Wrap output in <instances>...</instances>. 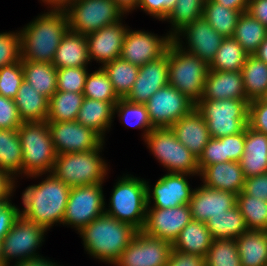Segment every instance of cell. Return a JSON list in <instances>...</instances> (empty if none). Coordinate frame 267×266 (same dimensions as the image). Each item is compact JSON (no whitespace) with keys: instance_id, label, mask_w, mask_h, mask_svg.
Instances as JSON below:
<instances>
[{"instance_id":"cell-4","label":"cell","mask_w":267,"mask_h":266,"mask_svg":"<svg viewBox=\"0 0 267 266\" xmlns=\"http://www.w3.org/2000/svg\"><path fill=\"white\" fill-rule=\"evenodd\" d=\"M128 173L115 180L109 202H105V213L141 231L147 212L146 183L141 176Z\"/></svg>"},{"instance_id":"cell-20","label":"cell","mask_w":267,"mask_h":266,"mask_svg":"<svg viewBox=\"0 0 267 266\" xmlns=\"http://www.w3.org/2000/svg\"><path fill=\"white\" fill-rule=\"evenodd\" d=\"M192 220L189 204L172 208H147L143 232L171 243Z\"/></svg>"},{"instance_id":"cell-56","label":"cell","mask_w":267,"mask_h":266,"mask_svg":"<svg viewBox=\"0 0 267 266\" xmlns=\"http://www.w3.org/2000/svg\"><path fill=\"white\" fill-rule=\"evenodd\" d=\"M166 266H206L205 257L184 253L172 248Z\"/></svg>"},{"instance_id":"cell-22","label":"cell","mask_w":267,"mask_h":266,"mask_svg":"<svg viewBox=\"0 0 267 266\" xmlns=\"http://www.w3.org/2000/svg\"><path fill=\"white\" fill-rule=\"evenodd\" d=\"M189 201L192 220L206 223L211 216L224 214L237 204V195L201 184L195 186Z\"/></svg>"},{"instance_id":"cell-53","label":"cell","mask_w":267,"mask_h":266,"mask_svg":"<svg viewBox=\"0 0 267 266\" xmlns=\"http://www.w3.org/2000/svg\"><path fill=\"white\" fill-rule=\"evenodd\" d=\"M19 215L20 206L12 200H0V244Z\"/></svg>"},{"instance_id":"cell-23","label":"cell","mask_w":267,"mask_h":266,"mask_svg":"<svg viewBox=\"0 0 267 266\" xmlns=\"http://www.w3.org/2000/svg\"><path fill=\"white\" fill-rule=\"evenodd\" d=\"M176 138L198 159L210 140L209 130L202 115L194 108L171 127Z\"/></svg>"},{"instance_id":"cell-64","label":"cell","mask_w":267,"mask_h":266,"mask_svg":"<svg viewBox=\"0 0 267 266\" xmlns=\"http://www.w3.org/2000/svg\"><path fill=\"white\" fill-rule=\"evenodd\" d=\"M78 0H62V10L65 9L68 5L76 2Z\"/></svg>"},{"instance_id":"cell-52","label":"cell","mask_w":267,"mask_h":266,"mask_svg":"<svg viewBox=\"0 0 267 266\" xmlns=\"http://www.w3.org/2000/svg\"><path fill=\"white\" fill-rule=\"evenodd\" d=\"M22 123L15 100L0 95V129H18Z\"/></svg>"},{"instance_id":"cell-39","label":"cell","mask_w":267,"mask_h":266,"mask_svg":"<svg viewBox=\"0 0 267 266\" xmlns=\"http://www.w3.org/2000/svg\"><path fill=\"white\" fill-rule=\"evenodd\" d=\"M241 14L240 11L226 8L213 0H205L203 17L224 38L233 36Z\"/></svg>"},{"instance_id":"cell-61","label":"cell","mask_w":267,"mask_h":266,"mask_svg":"<svg viewBox=\"0 0 267 266\" xmlns=\"http://www.w3.org/2000/svg\"><path fill=\"white\" fill-rule=\"evenodd\" d=\"M116 5L126 14H132L137 11V6L140 0H113Z\"/></svg>"},{"instance_id":"cell-58","label":"cell","mask_w":267,"mask_h":266,"mask_svg":"<svg viewBox=\"0 0 267 266\" xmlns=\"http://www.w3.org/2000/svg\"><path fill=\"white\" fill-rule=\"evenodd\" d=\"M246 12L267 27V0H249Z\"/></svg>"},{"instance_id":"cell-43","label":"cell","mask_w":267,"mask_h":266,"mask_svg":"<svg viewBox=\"0 0 267 266\" xmlns=\"http://www.w3.org/2000/svg\"><path fill=\"white\" fill-rule=\"evenodd\" d=\"M248 230L267 231V202L244 194L237 195V204Z\"/></svg>"},{"instance_id":"cell-35","label":"cell","mask_w":267,"mask_h":266,"mask_svg":"<svg viewBox=\"0 0 267 266\" xmlns=\"http://www.w3.org/2000/svg\"><path fill=\"white\" fill-rule=\"evenodd\" d=\"M206 225L213 240L237 239L248 230L237 205L225 211L224 214L211 216Z\"/></svg>"},{"instance_id":"cell-38","label":"cell","mask_w":267,"mask_h":266,"mask_svg":"<svg viewBox=\"0 0 267 266\" xmlns=\"http://www.w3.org/2000/svg\"><path fill=\"white\" fill-rule=\"evenodd\" d=\"M116 117L125 128L141 129L142 140L154 129L145 104L133 103L125 98L119 99L114 106V120Z\"/></svg>"},{"instance_id":"cell-18","label":"cell","mask_w":267,"mask_h":266,"mask_svg":"<svg viewBox=\"0 0 267 266\" xmlns=\"http://www.w3.org/2000/svg\"><path fill=\"white\" fill-rule=\"evenodd\" d=\"M51 139L58 155L97 149L105 140L79 122H48Z\"/></svg>"},{"instance_id":"cell-36","label":"cell","mask_w":267,"mask_h":266,"mask_svg":"<svg viewBox=\"0 0 267 266\" xmlns=\"http://www.w3.org/2000/svg\"><path fill=\"white\" fill-rule=\"evenodd\" d=\"M84 98L83 93L56 91L49 98L47 122L75 121Z\"/></svg>"},{"instance_id":"cell-25","label":"cell","mask_w":267,"mask_h":266,"mask_svg":"<svg viewBox=\"0 0 267 266\" xmlns=\"http://www.w3.org/2000/svg\"><path fill=\"white\" fill-rule=\"evenodd\" d=\"M199 179L208 188L230 191L238 195L245 182L239 162H223L206 166L200 173Z\"/></svg>"},{"instance_id":"cell-29","label":"cell","mask_w":267,"mask_h":266,"mask_svg":"<svg viewBox=\"0 0 267 266\" xmlns=\"http://www.w3.org/2000/svg\"><path fill=\"white\" fill-rule=\"evenodd\" d=\"M14 100L23 122L47 121L49 99L33 89L32 85L25 80Z\"/></svg>"},{"instance_id":"cell-15","label":"cell","mask_w":267,"mask_h":266,"mask_svg":"<svg viewBox=\"0 0 267 266\" xmlns=\"http://www.w3.org/2000/svg\"><path fill=\"white\" fill-rule=\"evenodd\" d=\"M172 37L166 32L165 35H157L144 29L128 28L120 57L136 66L158 59L163 56L173 42Z\"/></svg>"},{"instance_id":"cell-2","label":"cell","mask_w":267,"mask_h":266,"mask_svg":"<svg viewBox=\"0 0 267 266\" xmlns=\"http://www.w3.org/2000/svg\"><path fill=\"white\" fill-rule=\"evenodd\" d=\"M18 30L21 60L52 63L69 25L64 10L45 9Z\"/></svg>"},{"instance_id":"cell-50","label":"cell","mask_w":267,"mask_h":266,"mask_svg":"<svg viewBox=\"0 0 267 266\" xmlns=\"http://www.w3.org/2000/svg\"><path fill=\"white\" fill-rule=\"evenodd\" d=\"M248 126L267 135V97L249 102Z\"/></svg>"},{"instance_id":"cell-59","label":"cell","mask_w":267,"mask_h":266,"mask_svg":"<svg viewBox=\"0 0 267 266\" xmlns=\"http://www.w3.org/2000/svg\"><path fill=\"white\" fill-rule=\"evenodd\" d=\"M8 266H64V265H60V262L58 263L57 260L55 262V260L52 261V259H49V257H38V258H34V259H28L22 262H17V263H13L11 265Z\"/></svg>"},{"instance_id":"cell-49","label":"cell","mask_w":267,"mask_h":266,"mask_svg":"<svg viewBox=\"0 0 267 266\" xmlns=\"http://www.w3.org/2000/svg\"><path fill=\"white\" fill-rule=\"evenodd\" d=\"M223 162H228V157H225L224 143L218 138L211 137L197 159L199 171L201 172L206 166L211 164Z\"/></svg>"},{"instance_id":"cell-45","label":"cell","mask_w":267,"mask_h":266,"mask_svg":"<svg viewBox=\"0 0 267 266\" xmlns=\"http://www.w3.org/2000/svg\"><path fill=\"white\" fill-rule=\"evenodd\" d=\"M206 266H241L235 239H214L205 257Z\"/></svg>"},{"instance_id":"cell-5","label":"cell","mask_w":267,"mask_h":266,"mask_svg":"<svg viewBox=\"0 0 267 266\" xmlns=\"http://www.w3.org/2000/svg\"><path fill=\"white\" fill-rule=\"evenodd\" d=\"M105 145L106 141L95 150L57 155L51 173L70 187L105 183L111 170L102 157Z\"/></svg>"},{"instance_id":"cell-37","label":"cell","mask_w":267,"mask_h":266,"mask_svg":"<svg viewBox=\"0 0 267 266\" xmlns=\"http://www.w3.org/2000/svg\"><path fill=\"white\" fill-rule=\"evenodd\" d=\"M266 37L267 27L265 25L247 12L239 16L232 38L239 42L249 55H254L258 51Z\"/></svg>"},{"instance_id":"cell-33","label":"cell","mask_w":267,"mask_h":266,"mask_svg":"<svg viewBox=\"0 0 267 266\" xmlns=\"http://www.w3.org/2000/svg\"><path fill=\"white\" fill-rule=\"evenodd\" d=\"M21 61L24 80L49 99L57 91V68L52 63Z\"/></svg>"},{"instance_id":"cell-63","label":"cell","mask_w":267,"mask_h":266,"mask_svg":"<svg viewBox=\"0 0 267 266\" xmlns=\"http://www.w3.org/2000/svg\"><path fill=\"white\" fill-rule=\"evenodd\" d=\"M254 55L267 64V37L260 44L258 51Z\"/></svg>"},{"instance_id":"cell-6","label":"cell","mask_w":267,"mask_h":266,"mask_svg":"<svg viewBox=\"0 0 267 266\" xmlns=\"http://www.w3.org/2000/svg\"><path fill=\"white\" fill-rule=\"evenodd\" d=\"M23 151L22 179L35 174L51 173L57 158L48 122H23L18 128Z\"/></svg>"},{"instance_id":"cell-48","label":"cell","mask_w":267,"mask_h":266,"mask_svg":"<svg viewBox=\"0 0 267 266\" xmlns=\"http://www.w3.org/2000/svg\"><path fill=\"white\" fill-rule=\"evenodd\" d=\"M20 60L19 30L0 32V69Z\"/></svg>"},{"instance_id":"cell-27","label":"cell","mask_w":267,"mask_h":266,"mask_svg":"<svg viewBox=\"0 0 267 266\" xmlns=\"http://www.w3.org/2000/svg\"><path fill=\"white\" fill-rule=\"evenodd\" d=\"M52 64L57 69L92 66L86 35L68 30L56 50Z\"/></svg>"},{"instance_id":"cell-51","label":"cell","mask_w":267,"mask_h":266,"mask_svg":"<svg viewBox=\"0 0 267 266\" xmlns=\"http://www.w3.org/2000/svg\"><path fill=\"white\" fill-rule=\"evenodd\" d=\"M176 3L177 0H140L137 9L150 18L163 22Z\"/></svg>"},{"instance_id":"cell-31","label":"cell","mask_w":267,"mask_h":266,"mask_svg":"<svg viewBox=\"0 0 267 266\" xmlns=\"http://www.w3.org/2000/svg\"><path fill=\"white\" fill-rule=\"evenodd\" d=\"M235 240L241 266H266L267 231L247 230Z\"/></svg>"},{"instance_id":"cell-55","label":"cell","mask_w":267,"mask_h":266,"mask_svg":"<svg viewBox=\"0 0 267 266\" xmlns=\"http://www.w3.org/2000/svg\"><path fill=\"white\" fill-rule=\"evenodd\" d=\"M242 192L267 202V173L245 178Z\"/></svg>"},{"instance_id":"cell-26","label":"cell","mask_w":267,"mask_h":266,"mask_svg":"<svg viewBox=\"0 0 267 266\" xmlns=\"http://www.w3.org/2000/svg\"><path fill=\"white\" fill-rule=\"evenodd\" d=\"M239 164L245 178L267 173L266 134L246 127L244 153Z\"/></svg>"},{"instance_id":"cell-14","label":"cell","mask_w":267,"mask_h":266,"mask_svg":"<svg viewBox=\"0 0 267 266\" xmlns=\"http://www.w3.org/2000/svg\"><path fill=\"white\" fill-rule=\"evenodd\" d=\"M195 175L166 172L151 185L146 183L147 208H172L189 204L194 188L188 179Z\"/></svg>"},{"instance_id":"cell-57","label":"cell","mask_w":267,"mask_h":266,"mask_svg":"<svg viewBox=\"0 0 267 266\" xmlns=\"http://www.w3.org/2000/svg\"><path fill=\"white\" fill-rule=\"evenodd\" d=\"M17 185L16 178L8 171L0 169V200H13Z\"/></svg>"},{"instance_id":"cell-16","label":"cell","mask_w":267,"mask_h":266,"mask_svg":"<svg viewBox=\"0 0 267 266\" xmlns=\"http://www.w3.org/2000/svg\"><path fill=\"white\" fill-rule=\"evenodd\" d=\"M172 243L138 231L113 266H166Z\"/></svg>"},{"instance_id":"cell-54","label":"cell","mask_w":267,"mask_h":266,"mask_svg":"<svg viewBox=\"0 0 267 266\" xmlns=\"http://www.w3.org/2000/svg\"><path fill=\"white\" fill-rule=\"evenodd\" d=\"M218 139L224 143L225 157H228V161L239 162L244 153L245 130Z\"/></svg>"},{"instance_id":"cell-11","label":"cell","mask_w":267,"mask_h":266,"mask_svg":"<svg viewBox=\"0 0 267 266\" xmlns=\"http://www.w3.org/2000/svg\"><path fill=\"white\" fill-rule=\"evenodd\" d=\"M63 10L69 30L83 35L119 22L126 15L113 0H78Z\"/></svg>"},{"instance_id":"cell-10","label":"cell","mask_w":267,"mask_h":266,"mask_svg":"<svg viewBox=\"0 0 267 266\" xmlns=\"http://www.w3.org/2000/svg\"><path fill=\"white\" fill-rule=\"evenodd\" d=\"M169 85L195 104L202 98L209 65L173 42L169 45Z\"/></svg>"},{"instance_id":"cell-28","label":"cell","mask_w":267,"mask_h":266,"mask_svg":"<svg viewBox=\"0 0 267 266\" xmlns=\"http://www.w3.org/2000/svg\"><path fill=\"white\" fill-rule=\"evenodd\" d=\"M117 102H104L90 98H84L80 107L77 122L90 127L105 141L114 122V106Z\"/></svg>"},{"instance_id":"cell-40","label":"cell","mask_w":267,"mask_h":266,"mask_svg":"<svg viewBox=\"0 0 267 266\" xmlns=\"http://www.w3.org/2000/svg\"><path fill=\"white\" fill-rule=\"evenodd\" d=\"M102 68L107 73L117 96L120 99L126 98L137 79L139 66L118 57Z\"/></svg>"},{"instance_id":"cell-46","label":"cell","mask_w":267,"mask_h":266,"mask_svg":"<svg viewBox=\"0 0 267 266\" xmlns=\"http://www.w3.org/2000/svg\"><path fill=\"white\" fill-rule=\"evenodd\" d=\"M88 67L57 69V91L83 93Z\"/></svg>"},{"instance_id":"cell-1","label":"cell","mask_w":267,"mask_h":266,"mask_svg":"<svg viewBox=\"0 0 267 266\" xmlns=\"http://www.w3.org/2000/svg\"><path fill=\"white\" fill-rule=\"evenodd\" d=\"M26 178L39 181L24 188L20 198V205H23L20 206V214L48 231L54 225L61 226L71 187L52 173L35 174Z\"/></svg>"},{"instance_id":"cell-9","label":"cell","mask_w":267,"mask_h":266,"mask_svg":"<svg viewBox=\"0 0 267 266\" xmlns=\"http://www.w3.org/2000/svg\"><path fill=\"white\" fill-rule=\"evenodd\" d=\"M143 142L165 171L199 177L197 158L178 141L171 128H154Z\"/></svg>"},{"instance_id":"cell-21","label":"cell","mask_w":267,"mask_h":266,"mask_svg":"<svg viewBox=\"0 0 267 266\" xmlns=\"http://www.w3.org/2000/svg\"><path fill=\"white\" fill-rule=\"evenodd\" d=\"M169 48L167 52L139 67L137 79L126 100L145 104L149 98L159 89L169 84Z\"/></svg>"},{"instance_id":"cell-44","label":"cell","mask_w":267,"mask_h":266,"mask_svg":"<svg viewBox=\"0 0 267 266\" xmlns=\"http://www.w3.org/2000/svg\"><path fill=\"white\" fill-rule=\"evenodd\" d=\"M83 95L85 98L104 102H118L120 99L102 67H98L96 70H92V72L89 70L85 80Z\"/></svg>"},{"instance_id":"cell-24","label":"cell","mask_w":267,"mask_h":266,"mask_svg":"<svg viewBox=\"0 0 267 266\" xmlns=\"http://www.w3.org/2000/svg\"><path fill=\"white\" fill-rule=\"evenodd\" d=\"M201 99H247L241 71H208Z\"/></svg>"},{"instance_id":"cell-30","label":"cell","mask_w":267,"mask_h":266,"mask_svg":"<svg viewBox=\"0 0 267 266\" xmlns=\"http://www.w3.org/2000/svg\"><path fill=\"white\" fill-rule=\"evenodd\" d=\"M206 223L191 220L172 243V248L193 255L206 257L212 244Z\"/></svg>"},{"instance_id":"cell-12","label":"cell","mask_w":267,"mask_h":266,"mask_svg":"<svg viewBox=\"0 0 267 266\" xmlns=\"http://www.w3.org/2000/svg\"><path fill=\"white\" fill-rule=\"evenodd\" d=\"M103 187L104 183L71 187L62 225L77 233L103 215L106 202Z\"/></svg>"},{"instance_id":"cell-7","label":"cell","mask_w":267,"mask_h":266,"mask_svg":"<svg viewBox=\"0 0 267 266\" xmlns=\"http://www.w3.org/2000/svg\"><path fill=\"white\" fill-rule=\"evenodd\" d=\"M195 108L205 120L212 138L241 133L248 126L247 99H200Z\"/></svg>"},{"instance_id":"cell-8","label":"cell","mask_w":267,"mask_h":266,"mask_svg":"<svg viewBox=\"0 0 267 266\" xmlns=\"http://www.w3.org/2000/svg\"><path fill=\"white\" fill-rule=\"evenodd\" d=\"M48 230L24 218L15 219L11 229L0 244V264L8 266L28 259L42 257L41 247L45 243ZM44 242V243H43Z\"/></svg>"},{"instance_id":"cell-34","label":"cell","mask_w":267,"mask_h":266,"mask_svg":"<svg viewBox=\"0 0 267 266\" xmlns=\"http://www.w3.org/2000/svg\"><path fill=\"white\" fill-rule=\"evenodd\" d=\"M241 72L249 102L267 97V64L265 62L256 55H248Z\"/></svg>"},{"instance_id":"cell-19","label":"cell","mask_w":267,"mask_h":266,"mask_svg":"<svg viewBox=\"0 0 267 266\" xmlns=\"http://www.w3.org/2000/svg\"><path fill=\"white\" fill-rule=\"evenodd\" d=\"M128 15H125L119 22L106 25L98 31L86 35L89 59L96 61L99 67L110 63L120 57L125 34L130 27L125 24Z\"/></svg>"},{"instance_id":"cell-13","label":"cell","mask_w":267,"mask_h":266,"mask_svg":"<svg viewBox=\"0 0 267 266\" xmlns=\"http://www.w3.org/2000/svg\"><path fill=\"white\" fill-rule=\"evenodd\" d=\"M145 106L154 128H170L189 114L195 108V103L168 84L156 91Z\"/></svg>"},{"instance_id":"cell-32","label":"cell","mask_w":267,"mask_h":266,"mask_svg":"<svg viewBox=\"0 0 267 266\" xmlns=\"http://www.w3.org/2000/svg\"><path fill=\"white\" fill-rule=\"evenodd\" d=\"M22 158L18 129H0V169L8 171L18 183L22 180Z\"/></svg>"},{"instance_id":"cell-62","label":"cell","mask_w":267,"mask_h":266,"mask_svg":"<svg viewBox=\"0 0 267 266\" xmlns=\"http://www.w3.org/2000/svg\"><path fill=\"white\" fill-rule=\"evenodd\" d=\"M41 5L50 10H62V0H38Z\"/></svg>"},{"instance_id":"cell-41","label":"cell","mask_w":267,"mask_h":266,"mask_svg":"<svg viewBox=\"0 0 267 266\" xmlns=\"http://www.w3.org/2000/svg\"><path fill=\"white\" fill-rule=\"evenodd\" d=\"M205 0H177L176 5L163 22L170 24L167 33L173 38L194 20L203 17Z\"/></svg>"},{"instance_id":"cell-60","label":"cell","mask_w":267,"mask_h":266,"mask_svg":"<svg viewBox=\"0 0 267 266\" xmlns=\"http://www.w3.org/2000/svg\"><path fill=\"white\" fill-rule=\"evenodd\" d=\"M226 8L238 10L241 13L246 12L249 0H213Z\"/></svg>"},{"instance_id":"cell-17","label":"cell","mask_w":267,"mask_h":266,"mask_svg":"<svg viewBox=\"0 0 267 266\" xmlns=\"http://www.w3.org/2000/svg\"><path fill=\"white\" fill-rule=\"evenodd\" d=\"M172 39L182 51L197 56L210 65L224 37L219 35L202 17L187 25Z\"/></svg>"},{"instance_id":"cell-42","label":"cell","mask_w":267,"mask_h":266,"mask_svg":"<svg viewBox=\"0 0 267 266\" xmlns=\"http://www.w3.org/2000/svg\"><path fill=\"white\" fill-rule=\"evenodd\" d=\"M249 54L232 37L224 38L209 65L210 70L241 71Z\"/></svg>"},{"instance_id":"cell-47","label":"cell","mask_w":267,"mask_h":266,"mask_svg":"<svg viewBox=\"0 0 267 266\" xmlns=\"http://www.w3.org/2000/svg\"><path fill=\"white\" fill-rule=\"evenodd\" d=\"M24 81L21 59L0 69V95L15 99L22 82Z\"/></svg>"},{"instance_id":"cell-3","label":"cell","mask_w":267,"mask_h":266,"mask_svg":"<svg viewBox=\"0 0 267 266\" xmlns=\"http://www.w3.org/2000/svg\"><path fill=\"white\" fill-rule=\"evenodd\" d=\"M137 232L132 225L104 213L77 234L89 258L113 266Z\"/></svg>"}]
</instances>
